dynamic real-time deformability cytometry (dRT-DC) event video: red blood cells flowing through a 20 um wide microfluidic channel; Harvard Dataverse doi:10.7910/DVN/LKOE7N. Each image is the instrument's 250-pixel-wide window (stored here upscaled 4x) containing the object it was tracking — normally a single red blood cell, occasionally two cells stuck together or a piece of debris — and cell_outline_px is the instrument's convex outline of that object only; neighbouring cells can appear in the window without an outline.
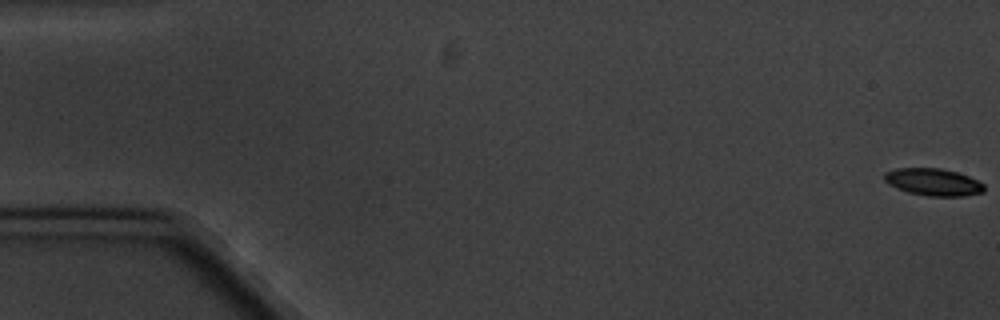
{"species": "common noctule bat (a hibernating species)", "species_latin": "Nyctalus noctula", "temperature_condition": "cold", "stored_images_in_passage": 5, "camera_frame_rate_fps": 3000, "um_per_image_px": 0.085, "animal": {"sex": "male", "body_mass_g": 20.1, "forearm_length_mm": 53.5}, "frame": {"image": 1, "passage_image": 1, "time_ms": 0.0, "image_size_px": [1000, 320], "cell_outline_px": [[984, 192], [964, 196], [928, 196], [908, 192], [896, 188], [888, 184], [884, 180], [884, 172], [896, 168], [940, 168], [956, 172], [968, 176], [984, 184]], "centroid_in_image_um": [79.3, 15.47], "position_along_channel_um": 5.7, "area_um2": 15.84}}
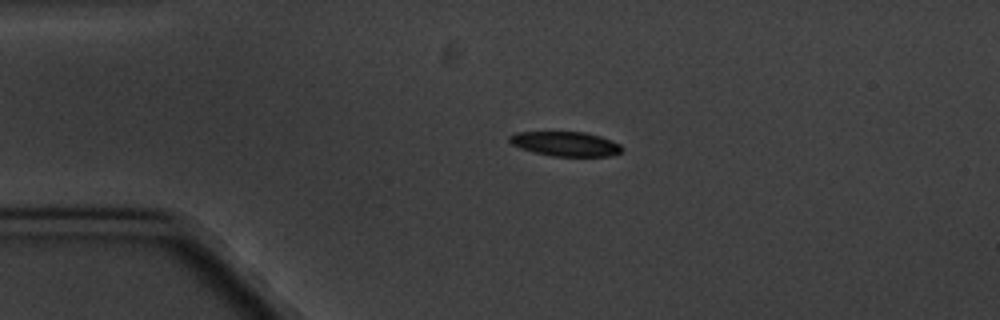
{"frame": {"image": 2, "passage_image": 4, "time_ms": 4.333, "image_size_px": [1000, 320], "cell_outline_px": [[624, 148], [620, 152], [608, 156], [552, 156], [520, 148], [512, 144], [508, 140], [508, 136], [512, 132], [584, 132], [600, 136], [612, 140], [620, 144]], "centroid_in_image_um": [48.06, 12.22], "position_along_channel_um": 36.9, "area_um2": 16.07}}